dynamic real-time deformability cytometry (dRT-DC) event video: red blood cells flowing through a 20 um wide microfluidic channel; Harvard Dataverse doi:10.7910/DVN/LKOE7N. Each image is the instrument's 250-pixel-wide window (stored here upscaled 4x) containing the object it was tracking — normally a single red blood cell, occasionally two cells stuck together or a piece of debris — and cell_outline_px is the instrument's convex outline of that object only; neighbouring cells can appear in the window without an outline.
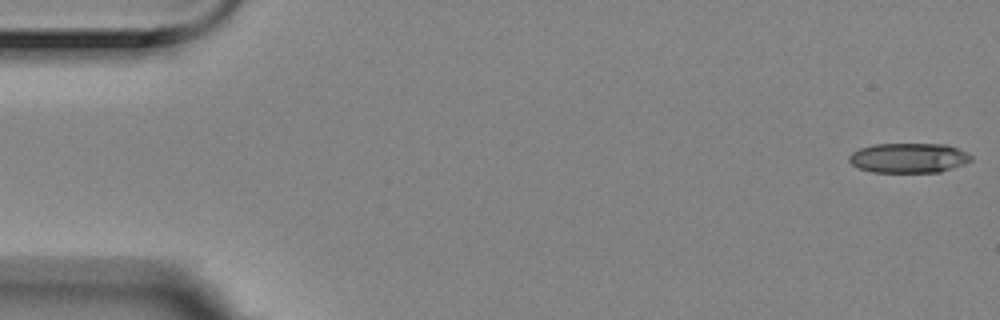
{"species": "Egyptian fruit bat (a non-hibernating species)", "species_latin": "Rousettus aegyptiacus", "temperature_condition": "room temperature", "stored_images_in_passage": 20, "camera_frame_rate_fps": 3000, "um_per_image_px": 0.085, "animal": {"sex": "female"}, "frame": {"image": 1, "passage_image": 1, "time_ms": 0.0, "image_size_px": [1000, 320], "cell_outline_px": [[972, 160], [964, 164], [940, 172], [872, 172], [856, 168], [848, 160], [848, 156], [852, 152], [860, 148], [872, 144], [948, 144], [972, 156]], "centroid_in_image_um": [77.19, 13.42], "position_along_channel_um": 7.8, "area_um2": 21.27}}
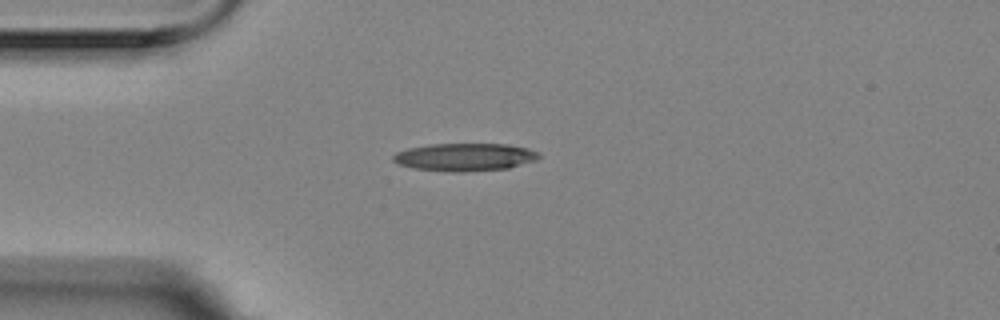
{"frame": {"image": 2, "passage_image": 14, "time_ms": 4.333, "image_size_px": [1000, 320], "cell_outline_px": [[540, 156], [536, 160], [508, 168], [460, 172], [452, 172], [412, 168], [400, 164], [392, 160], [392, 156], [396, 152], [408, 148], [428, 144], [508, 144], [528, 148], [540, 152]], "centroid_in_image_um": [39.51, 13.34], "position_along_channel_um": 45.5, "area_um2": 23.64}}
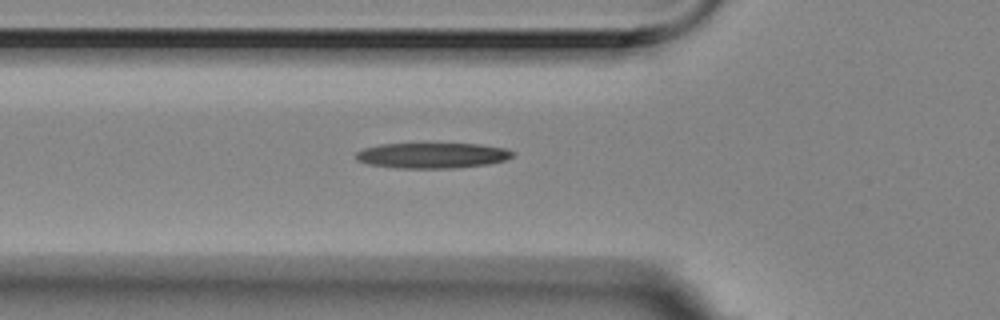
{"frame": {"image": 3, "passage_image": 19, "time_ms": 6.0, "image_size_px": [1000, 320], "cell_outline_px": [[516, 152], [512, 156], [504, 160], [488, 164], [452, 168], [400, 168], [368, 164], [356, 160], [352, 156], [356, 152], [364, 148], [380, 144], [424, 140], [480, 144], [504, 148]], "centroid_in_image_um": [36.68, 13.15], "position_along_channel_um": 89.1, "area_um2": 24.68}}